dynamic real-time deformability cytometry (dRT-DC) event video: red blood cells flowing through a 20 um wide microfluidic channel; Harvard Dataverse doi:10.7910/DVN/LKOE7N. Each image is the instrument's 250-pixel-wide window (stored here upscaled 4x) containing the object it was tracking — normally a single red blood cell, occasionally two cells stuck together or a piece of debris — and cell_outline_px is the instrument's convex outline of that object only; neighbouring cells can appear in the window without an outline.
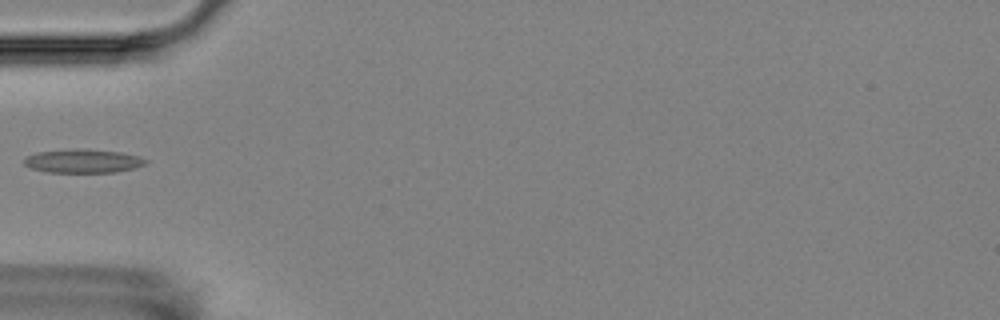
{"species": "Egyptian fruit bat (a non-hibernating species)", "species_latin": "Rousettus aegyptiacus", "temperature_condition": "room temperature", "stored_images_in_passage": 4, "camera_frame_rate_fps": 3000, "um_per_image_px": 0.085, "animal": {"sex": "female"}, "frame": {"image": 1, "passage_image": 3, "time_ms": 2.333, "image_size_px": [1000, 320], "cell_outline_px": [[148, 160], [144, 164], [132, 168], [112, 172], [48, 172], [32, 168], [24, 164], [24, 156], [36, 152], [76, 148], [84, 148], [120, 152], [136, 156]], "centroid_in_image_um": [6.98, 13.67], "position_along_channel_um": 78.0, "area_um2": 16.65}}